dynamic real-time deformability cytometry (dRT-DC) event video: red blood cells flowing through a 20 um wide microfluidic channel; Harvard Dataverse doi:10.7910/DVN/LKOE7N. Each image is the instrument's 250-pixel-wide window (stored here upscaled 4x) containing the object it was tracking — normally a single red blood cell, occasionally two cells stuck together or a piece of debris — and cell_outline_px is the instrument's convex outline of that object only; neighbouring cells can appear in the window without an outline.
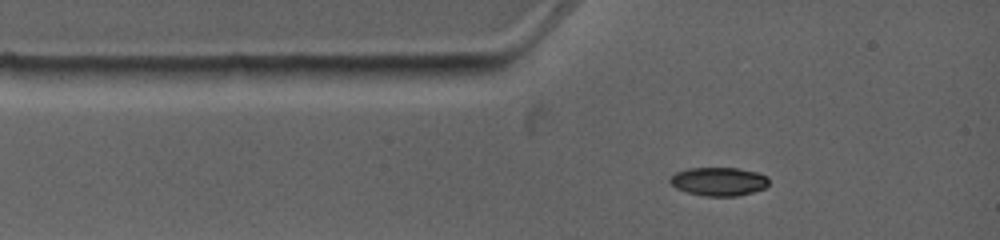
{"species": "common noctule bat (a hibernating species)", "species_latin": "Nyctalus noctula", "temperature_condition": "warm", "stored_images_in_passage": 2, "camera_frame_rate_fps": 4500, "um_per_image_px": 0.085, "animal": {"sex": "female", "body_mass_g": 19.0, "forearm_length_mm": 53.3}, "frame": {"image": 1, "passage_image": 1, "time_ms": 0.0, "image_size_px": [1000, 240], "cell_outline_px": [[768, 184], [764, 188], [752, 192], [736, 196], [704, 196], [688, 192], [676, 188], [668, 180], [668, 176], [676, 172], [688, 168], [740, 168], [756, 172], [768, 176]], "centroid_in_image_um": [61.07, 15.42], "position_along_channel_um": 23.9, "area_um2": 16.47}}